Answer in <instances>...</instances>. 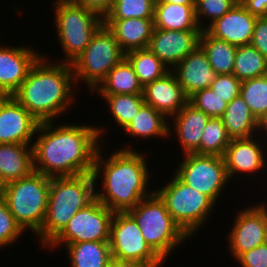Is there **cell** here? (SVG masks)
I'll list each match as a JSON object with an SVG mask.
<instances>
[{
    "label": "cell",
    "instance_id": "cell-8",
    "mask_svg": "<svg viewBox=\"0 0 267 267\" xmlns=\"http://www.w3.org/2000/svg\"><path fill=\"white\" fill-rule=\"evenodd\" d=\"M166 185L156 187L154 191L160 196L174 221L190 237L206 226L216 203L204 193L183 183L174 173ZM215 208V209H213Z\"/></svg>",
    "mask_w": 267,
    "mask_h": 267
},
{
    "label": "cell",
    "instance_id": "cell-7",
    "mask_svg": "<svg viewBox=\"0 0 267 267\" xmlns=\"http://www.w3.org/2000/svg\"><path fill=\"white\" fill-rule=\"evenodd\" d=\"M54 6L55 31L64 59L57 62L72 64L86 49L91 38L104 24L103 17L96 12L75 4L72 0L52 3Z\"/></svg>",
    "mask_w": 267,
    "mask_h": 267
},
{
    "label": "cell",
    "instance_id": "cell-30",
    "mask_svg": "<svg viewBox=\"0 0 267 267\" xmlns=\"http://www.w3.org/2000/svg\"><path fill=\"white\" fill-rule=\"evenodd\" d=\"M125 58L133 66L138 80L143 87L163 77L170 71L148 48L128 51L125 53Z\"/></svg>",
    "mask_w": 267,
    "mask_h": 267
},
{
    "label": "cell",
    "instance_id": "cell-25",
    "mask_svg": "<svg viewBox=\"0 0 267 267\" xmlns=\"http://www.w3.org/2000/svg\"><path fill=\"white\" fill-rule=\"evenodd\" d=\"M169 119L152 106L144 104L132 122L124 129L127 137L148 140L151 138H169ZM149 138V139H148Z\"/></svg>",
    "mask_w": 267,
    "mask_h": 267
},
{
    "label": "cell",
    "instance_id": "cell-37",
    "mask_svg": "<svg viewBox=\"0 0 267 267\" xmlns=\"http://www.w3.org/2000/svg\"><path fill=\"white\" fill-rule=\"evenodd\" d=\"M188 103L210 118H221L227 108V103L210 87L193 93L188 97Z\"/></svg>",
    "mask_w": 267,
    "mask_h": 267
},
{
    "label": "cell",
    "instance_id": "cell-38",
    "mask_svg": "<svg viewBox=\"0 0 267 267\" xmlns=\"http://www.w3.org/2000/svg\"><path fill=\"white\" fill-rule=\"evenodd\" d=\"M25 234L16 223L14 216L8 209L5 199L0 196V249L13 245Z\"/></svg>",
    "mask_w": 267,
    "mask_h": 267
},
{
    "label": "cell",
    "instance_id": "cell-11",
    "mask_svg": "<svg viewBox=\"0 0 267 267\" xmlns=\"http://www.w3.org/2000/svg\"><path fill=\"white\" fill-rule=\"evenodd\" d=\"M114 213L96 198L69 220L64 229L46 246V249L60 250L61 245L65 247L68 244L87 241L109 242L110 225Z\"/></svg>",
    "mask_w": 267,
    "mask_h": 267
},
{
    "label": "cell",
    "instance_id": "cell-6",
    "mask_svg": "<svg viewBox=\"0 0 267 267\" xmlns=\"http://www.w3.org/2000/svg\"><path fill=\"white\" fill-rule=\"evenodd\" d=\"M49 189L50 177L33 171L26 177L6 183L1 195L16 223L25 233L31 231L34 237L45 220Z\"/></svg>",
    "mask_w": 267,
    "mask_h": 267
},
{
    "label": "cell",
    "instance_id": "cell-10",
    "mask_svg": "<svg viewBox=\"0 0 267 267\" xmlns=\"http://www.w3.org/2000/svg\"><path fill=\"white\" fill-rule=\"evenodd\" d=\"M178 161L174 174L186 185L220 201L224 188L230 184L224 157L214 155L184 154Z\"/></svg>",
    "mask_w": 267,
    "mask_h": 267
},
{
    "label": "cell",
    "instance_id": "cell-2",
    "mask_svg": "<svg viewBox=\"0 0 267 267\" xmlns=\"http://www.w3.org/2000/svg\"><path fill=\"white\" fill-rule=\"evenodd\" d=\"M104 144L102 142L96 152L92 172L95 185L101 186L99 191L96 186V198L114 212H127L154 191L148 187L151 171L144 155L147 153L127 144L123 145L126 148H117L107 157Z\"/></svg>",
    "mask_w": 267,
    "mask_h": 267
},
{
    "label": "cell",
    "instance_id": "cell-24",
    "mask_svg": "<svg viewBox=\"0 0 267 267\" xmlns=\"http://www.w3.org/2000/svg\"><path fill=\"white\" fill-rule=\"evenodd\" d=\"M99 95L143 94V86L130 62L124 58L115 65L91 92Z\"/></svg>",
    "mask_w": 267,
    "mask_h": 267
},
{
    "label": "cell",
    "instance_id": "cell-3",
    "mask_svg": "<svg viewBox=\"0 0 267 267\" xmlns=\"http://www.w3.org/2000/svg\"><path fill=\"white\" fill-rule=\"evenodd\" d=\"M47 57L42 54L38 58L12 95L39 123L57 121L77 99L71 64L54 62Z\"/></svg>",
    "mask_w": 267,
    "mask_h": 267
},
{
    "label": "cell",
    "instance_id": "cell-42",
    "mask_svg": "<svg viewBox=\"0 0 267 267\" xmlns=\"http://www.w3.org/2000/svg\"><path fill=\"white\" fill-rule=\"evenodd\" d=\"M75 4L84 6L86 9L96 12L101 17L110 11L113 0H72Z\"/></svg>",
    "mask_w": 267,
    "mask_h": 267
},
{
    "label": "cell",
    "instance_id": "cell-31",
    "mask_svg": "<svg viewBox=\"0 0 267 267\" xmlns=\"http://www.w3.org/2000/svg\"><path fill=\"white\" fill-rule=\"evenodd\" d=\"M240 81L267 75V59L251 44L238 46L233 73Z\"/></svg>",
    "mask_w": 267,
    "mask_h": 267
},
{
    "label": "cell",
    "instance_id": "cell-45",
    "mask_svg": "<svg viewBox=\"0 0 267 267\" xmlns=\"http://www.w3.org/2000/svg\"><path fill=\"white\" fill-rule=\"evenodd\" d=\"M258 132V135H261L260 137L262 139L265 137V135L267 136V113L258 121ZM265 138L267 141V137Z\"/></svg>",
    "mask_w": 267,
    "mask_h": 267
},
{
    "label": "cell",
    "instance_id": "cell-41",
    "mask_svg": "<svg viewBox=\"0 0 267 267\" xmlns=\"http://www.w3.org/2000/svg\"><path fill=\"white\" fill-rule=\"evenodd\" d=\"M250 44L267 59V16L257 17Z\"/></svg>",
    "mask_w": 267,
    "mask_h": 267
},
{
    "label": "cell",
    "instance_id": "cell-29",
    "mask_svg": "<svg viewBox=\"0 0 267 267\" xmlns=\"http://www.w3.org/2000/svg\"><path fill=\"white\" fill-rule=\"evenodd\" d=\"M200 47L206 53L212 69L217 74H232L237 47L214 38L206 30L200 36Z\"/></svg>",
    "mask_w": 267,
    "mask_h": 267
},
{
    "label": "cell",
    "instance_id": "cell-9",
    "mask_svg": "<svg viewBox=\"0 0 267 267\" xmlns=\"http://www.w3.org/2000/svg\"><path fill=\"white\" fill-rule=\"evenodd\" d=\"M124 58L125 52L120 48L113 33L103 24L86 49L71 64L77 88L80 84L78 82L81 81L91 93Z\"/></svg>",
    "mask_w": 267,
    "mask_h": 267
},
{
    "label": "cell",
    "instance_id": "cell-12",
    "mask_svg": "<svg viewBox=\"0 0 267 267\" xmlns=\"http://www.w3.org/2000/svg\"><path fill=\"white\" fill-rule=\"evenodd\" d=\"M109 245L114 258L141 262L150 267H162L165 264L147 244L137 222L128 212L114 213Z\"/></svg>",
    "mask_w": 267,
    "mask_h": 267
},
{
    "label": "cell",
    "instance_id": "cell-17",
    "mask_svg": "<svg viewBox=\"0 0 267 267\" xmlns=\"http://www.w3.org/2000/svg\"><path fill=\"white\" fill-rule=\"evenodd\" d=\"M202 30H166L155 28L148 49L172 70L200 46Z\"/></svg>",
    "mask_w": 267,
    "mask_h": 267
},
{
    "label": "cell",
    "instance_id": "cell-23",
    "mask_svg": "<svg viewBox=\"0 0 267 267\" xmlns=\"http://www.w3.org/2000/svg\"><path fill=\"white\" fill-rule=\"evenodd\" d=\"M34 171L33 148L24 144H0V176L4 183L19 180Z\"/></svg>",
    "mask_w": 267,
    "mask_h": 267
},
{
    "label": "cell",
    "instance_id": "cell-27",
    "mask_svg": "<svg viewBox=\"0 0 267 267\" xmlns=\"http://www.w3.org/2000/svg\"><path fill=\"white\" fill-rule=\"evenodd\" d=\"M154 27L166 30H201L195 16V5L155 3Z\"/></svg>",
    "mask_w": 267,
    "mask_h": 267
},
{
    "label": "cell",
    "instance_id": "cell-26",
    "mask_svg": "<svg viewBox=\"0 0 267 267\" xmlns=\"http://www.w3.org/2000/svg\"><path fill=\"white\" fill-rule=\"evenodd\" d=\"M221 119L231 139L251 138L258 134V120L240 95L227 104Z\"/></svg>",
    "mask_w": 267,
    "mask_h": 267
},
{
    "label": "cell",
    "instance_id": "cell-1",
    "mask_svg": "<svg viewBox=\"0 0 267 267\" xmlns=\"http://www.w3.org/2000/svg\"><path fill=\"white\" fill-rule=\"evenodd\" d=\"M77 123L38 124L32 145L34 171L49 177L93 172L96 152L107 132L102 124Z\"/></svg>",
    "mask_w": 267,
    "mask_h": 267
},
{
    "label": "cell",
    "instance_id": "cell-35",
    "mask_svg": "<svg viewBox=\"0 0 267 267\" xmlns=\"http://www.w3.org/2000/svg\"><path fill=\"white\" fill-rule=\"evenodd\" d=\"M156 0H113L103 19L154 18Z\"/></svg>",
    "mask_w": 267,
    "mask_h": 267
},
{
    "label": "cell",
    "instance_id": "cell-39",
    "mask_svg": "<svg viewBox=\"0 0 267 267\" xmlns=\"http://www.w3.org/2000/svg\"><path fill=\"white\" fill-rule=\"evenodd\" d=\"M210 88L228 104L240 95L241 81L234 74H218Z\"/></svg>",
    "mask_w": 267,
    "mask_h": 267
},
{
    "label": "cell",
    "instance_id": "cell-4",
    "mask_svg": "<svg viewBox=\"0 0 267 267\" xmlns=\"http://www.w3.org/2000/svg\"><path fill=\"white\" fill-rule=\"evenodd\" d=\"M95 191L92 173L50 177L47 212L36 242L46 247L80 209L96 199Z\"/></svg>",
    "mask_w": 267,
    "mask_h": 267
},
{
    "label": "cell",
    "instance_id": "cell-16",
    "mask_svg": "<svg viewBox=\"0 0 267 267\" xmlns=\"http://www.w3.org/2000/svg\"><path fill=\"white\" fill-rule=\"evenodd\" d=\"M42 54L26 44L11 47L0 43V96H12Z\"/></svg>",
    "mask_w": 267,
    "mask_h": 267
},
{
    "label": "cell",
    "instance_id": "cell-15",
    "mask_svg": "<svg viewBox=\"0 0 267 267\" xmlns=\"http://www.w3.org/2000/svg\"><path fill=\"white\" fill-rule=\"evenodd\" d=\"M38 124L13 96H0V144L32 146Z\"/></svg>",
    "mask_w": 267,
    "mask_h": 267
},
{
    "label": "cell",
    "instance_id": "cell-43",
    "mask_svg": "<svg viewBox=\"0 0 267 267\" xmlns=\"http://www.w3.org/2000/svg\"><path fill=\"white\" fill-rule=\"evenodd\" d=\"M240 3L254 16H267V0H239Z\"/></svg>",
    "mask_w": 267,
    "mask_h": 267
},
{
    "label": "cell",
    "instance_id": "cell-22",
    "mask_svg": "<svg viewBox=\"0 0 267 267\" xmlns=\"http://www.w3.org/2000/svg\"><path fill=\"white\" fill-rule=\"evenodd\" d=\"M103 22L125 53L148 48L154 30V18L103 19Z\"/></svg>",
    "mask_w": 267,
    "mask_h": 267
},
{
    "label": "cell",
    "instance_id": "cell-47",
    "mask_svg": "<svg viewBox=\"0 0 267 267\" xmlns=\"http://www.w3.org/2000/svg\"><path fill=\"white\" fill-rule=\"evenodd\" d=\"M5 183L4 181L2 180L1 176H0V196L2 195L4 189H5Z\"/></svg>",
    "mask_w": 267,
    "mask_h": 267
},
{
    "label": "cell",
    "instance_id": "cell-13",
    "mask_svg": "<svg viewBox=\"0 0 267 267\" xmlns=\"http://www.w3.org/2000/svg\"><path fill=\"white\" fill-rule=\"evenodd\" d=\"M256 203L236 212L227 234L228 251L236 260L241 254L267 241V202Z\"/></svg>",
    "mask_w": 267,
    "mask_h": 267
},
{
    "label": "cell",
    "instance_id": "cell-44",
    "mask_svg": "<svg viewBox=\"0 0 267 267\" xmlns=\"http://www.w3.org/2000/svg\"><path fill=\"white\" fill-rule=\"evenodd\" d=\"M107 267H150V266L143 264L141 262L120 260L112 257L109 260Z\"/></svg>",
    "mask_w": 267,
    "mask_h": 267
},
{
    "label": "cell",
    "instance_id": "cell-36",
    "mask_svg": "<svg viewBox=\"0 0 267 267\" xmlns=\"http://www.w3.org/2000/svg\"><path fill=\"white\" fill-rule=\"evenodd\" d=\"M239 0H195V16L200 29L206 30L227 13ZM207 19L210 22H206ZM205 21V23H203ZM206 24V25H205Z\"/></svg>",
    "mask_w": 267,
    "mask_h": 267
},
{
    "label": "cell",
    "instance_id": "cell-20",
    "mask_svg": "<svg viewBox=\"0 0 267 267\" xmlns=\"http://www.w3.org/2000/svg\"><path fill=\"white\" fill-rule=\"evenodd\" d=\"M143 99L145 104L152 106L167 118L177 114L188 102V97L171 70L143 87Z\"/></svg>",
    "mask_w": 267,
    "mask_h": 267
},
{
    "label": "cell",
    "instance_id": "cell-18",
    "mask_svg": "<svg viewBox=\"0 0 267 267\" xmlns=\"http://www.w3.org/2000/svg\"><path fill=\"white\" fill-rule=\"evenodd\" d=\"M257 17L238 1L227 13L213 22L206 31L214 38L236 47L251 43Z\"/></svg>",
    "mask_w": 267,
    "mask_h": 267
},
{
    "label": "cell",
    "instance_id": "cell-28",
    "mask_svg": "<svg viewBox=\"0 0 267 267\" xmlns=\"http://www.w3.org/2000/svg\"><path fill=\"white\" fill-rule=\"evenodd\" d=\"M70 267H107L112 258L109 242H79L65 246Z\"/></svg>",
    "mask_w": 267,
    "mask_h": 267
},
{
    "label": "cell",
    "instance_id": "cell-14",
    "mask_svg": "<svg viewBox=\"0 0 267 267\" xmlns=\"http://www.w3.org/2000/svg\"><path fill=\"white\" fill-rule=\"evenodd\" d=\"M260 138L257 135L230 141L223 156L230 182L238 175V178L243 174L257 176L261 170V173L267 170V142L265 139L259 140ZM262 143H266V146Z\"/></svg>",
    "mask_w": 267,
    "mask_h": 267
},
{
    "label": "cell",
    "instance_id": "cell-33",
    "mask_svg": "<svg viewBox=\"0 0 267 267\" xmlns=\"http://www.w3.org/2000/svg\"><path fill=\"white\" fill-rule=\"evenodd\" d=\"M231 140L222 119L209 118L200 141V155L223 157Z\"/></svg>",
    "mask_w": 267,
    "mask_h": 267
},
{
    "label": "cell",
    "instance_id": "cell-21",
    "mask_svg": "<svg viewBox=\"0 0 267 267\" xmlns=\"http://www.w3.org/2000/svg\"><path fill=\"white\" fill-rule=\"evenodd\" d=\"M171 71L187 97L199 90L209 88L218 76L200 46L189 53Z\"/></svg>",
    "mask_w": 267,
    "mask_h": 267
},
{
    "label": "cell",
    "instance_id": "cell-46",
    "mask_svg": "<svg viewBox=\"0 0 267 267\" xmlns=\"http://www.w3.org/2000/svg\"><path fill=\"white\" fill-rule=\"evenodd\" d=\"M155 3H173L179 5H195V0H156Z\"/></svg>",
    "mask_w": 267,
    "mask_h": 267
},
{
    "label": "cell",
    "instance_id": "cell-5",
    "mask_svg": "<svg viewBox=\"0 0 267 267\" xmlns=\"http://www.w3.org/2000/svg\"><path fill=\"white\" fill-rule=\"evenodd\" d=\"M127 212L137 222L147 244L164 262L190 238L174 221L155 191Z\"/></svg>",
    "mask_w": 267,
    "mask_h": 267
},
{
    "label": "cell",
    "instance_id": "cell-19",
    "mask_svg": "<svg viewBox=\"0 0 267 267\" xmlns=\"http://www.w3.org/2000/svg\"><path fill=\"white\" fill-rule=\"evenodd\" d=\"M209 118L203 111L194 108L188 102L177 114L169 118V137H173L172 133L177 137L183 151L182 155L189 153L200 155V141Z\"/></svg>",
    "mask_w": 267,
    "mask_h": 267
},
{
    "label": "cell",
    "instance_id": "cell-34",
    "mask_svg": "<svg viewBox=\"0 0 267 267\" xmlns=\"http://www.w3.org/2000/svg\"><path fill=\"white\" fill-rule=\"evenodd\" d=\"M240 96L259 121L267 113V75L241 81Z\"/></svg>",
    "mask_w": 267,
    "mask_h": 267
},
{
    "label": "cell",
    "instance_id": "cell-32",
    "mask_svg": "<svg viewBox=\"0 0 267 267\" xmlns=\"http://www.w3.org/2000/svg\"><path fill=\"white\" fill-rule=\"evenodd\" d=\"M107 103L113 121L125 129L145 104L143 94L100 95Z\"/></svg>",
    "mask_w": 267,
    "mask_h": 267
},
{
    "label": "cell",
    "instance_id": "cell-40",
    "mask_svg": "<svg viewBox=\"0 0 267 267\" xmlns=\"http://www.w3.org/2000/svg\"><path fill=\"white\" fill-rule=\"evenodd\" d=\"M235 261L241 267H267V242L244 252Z\"/></svg>",
    "mask_w": 267,
    "mask_h": 267
}]
</instances>
